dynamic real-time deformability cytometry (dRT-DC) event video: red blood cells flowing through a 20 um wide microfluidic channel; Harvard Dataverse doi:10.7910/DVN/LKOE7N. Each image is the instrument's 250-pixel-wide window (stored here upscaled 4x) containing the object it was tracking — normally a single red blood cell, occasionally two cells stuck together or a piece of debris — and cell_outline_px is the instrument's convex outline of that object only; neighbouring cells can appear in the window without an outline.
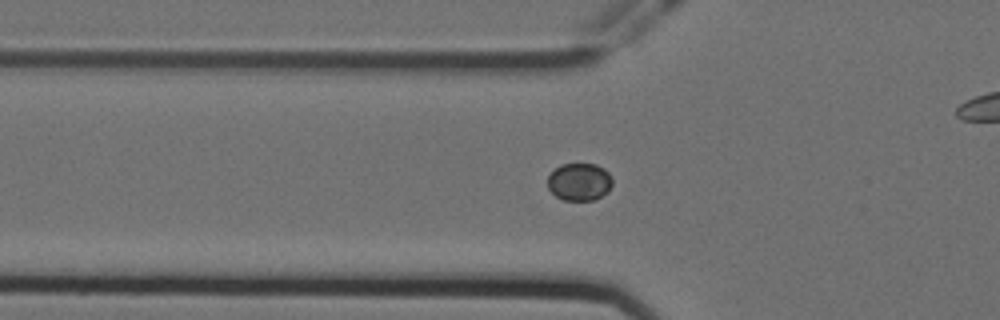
{"species": "Egyptian fruit bat (a non-hibernating species)", "species_latin": "Rousettus aegyptiacus", "temperature_condition": "cold", "stored_images_in_passage": 30, "camera_frame_rate_fps": 3000, "um_per_image_px": 0.085, "animal": {"sex": "female"}, "frame": {"image": 1, "passage_image": 11, "time_ms": 3.333, "image_size_px": [1000, 320], "cell_outline_px": [[612, 184], [608, 192], [592, 200], [564, 200], [556, 196], [548, 188], [548, 176], [560, 164], [596, 164], [604, 168], [608, 172], [612, 180]], "centroid_in_image_um": [49.25, 15.45], "position_along_channel_um": 76.5, "area_um2": 14.1}}
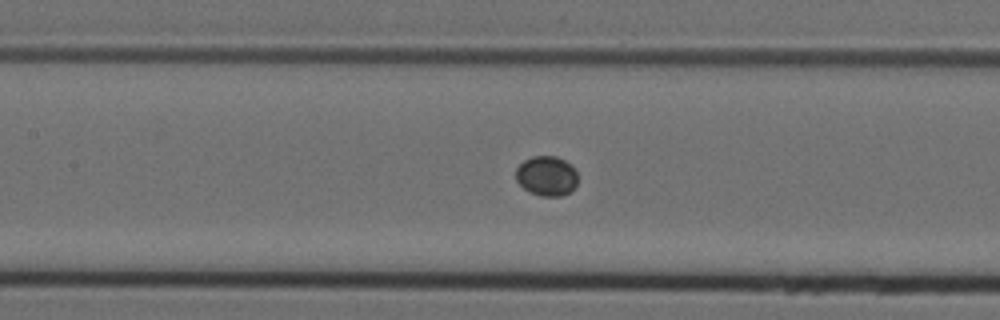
{"frame": {"image": 2, "passage_image": 18, "time_ms": 5.667, "image_size_px": [1000, 320], "cell_outline_px": [[576, 184], [568, 192], [560, 196], [540, 196], [528, 192], [516, 180], [516, 168], [524, 160], [532, 156], [556, 156], [564, 160], [576, 172]], "centroid_in_image_um": [46.41, 14.95], "position_along_channel_um": 161.0, "area_um2": 14.16}}
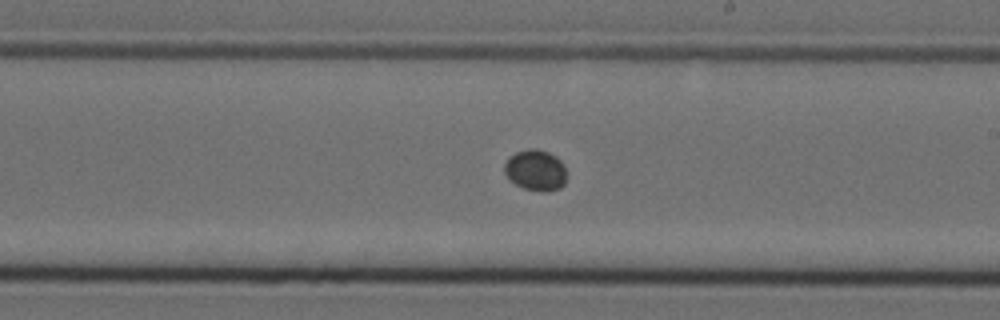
{"frame": {"image": 3, "passage_image": 25, "time_ms": 8.0, "image_size_px": [1000, 320], "cell_outline_px": [[568, 172], [564, 184], [560, 188], [548, 192], [544, 192], [524, 188], [508, 180], [504, 172], [504, 164], [508, 156], [516, 152], [528, 148], [536, 148], [548, 152], [556, 156], [564, 164]], "centroid_in_image_um": [45.53, 14.46], "position_along_channel_um": 243.5, "area_um2": 15.26}}